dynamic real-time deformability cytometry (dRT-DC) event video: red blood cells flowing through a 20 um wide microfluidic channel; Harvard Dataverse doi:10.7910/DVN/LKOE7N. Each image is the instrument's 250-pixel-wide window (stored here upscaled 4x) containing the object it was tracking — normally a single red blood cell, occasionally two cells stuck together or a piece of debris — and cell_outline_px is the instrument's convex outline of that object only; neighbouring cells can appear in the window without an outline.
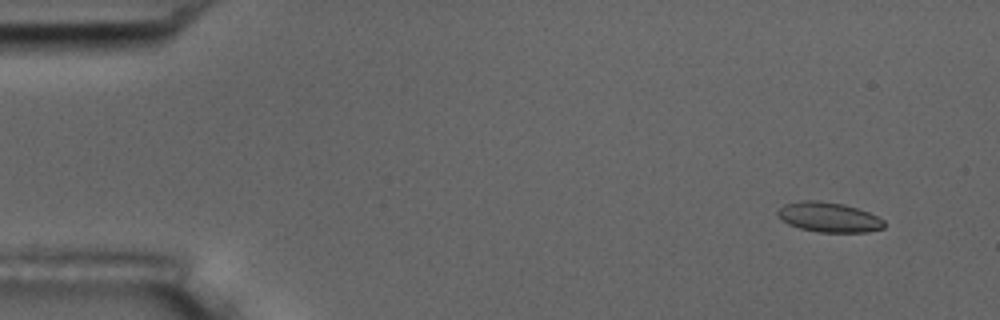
{"species": "common noctule bat (a hibernating species)", "species_latin": "Nyctalus noctula", "temperature_condition": "room temperature", "stored_images_in_passage": 8, "camera_frame_rate_fps": 3000, "um_per_image_px": 0.085, "animal": {"sex": "male", "body_mass_g": 17.5, "forearm_length_mm": 52.3}, "frame": {"image": 1, "passage_image": 2, "time_ms": 0.333, "image_size_px": [1000, 320], "cell_outline_px": [[884, 228], [868, 232], [820, 232], [800, 228], [788, 224], [776, 216], [776, 212], [784, 204], [800, 200], [820, 200], [844, 204], [868, 212], [884, 220]], "centroid_in_image_um": [70.42, 18.45], "position_along_channel_um": 14.6, "area_um2": 18.61}}
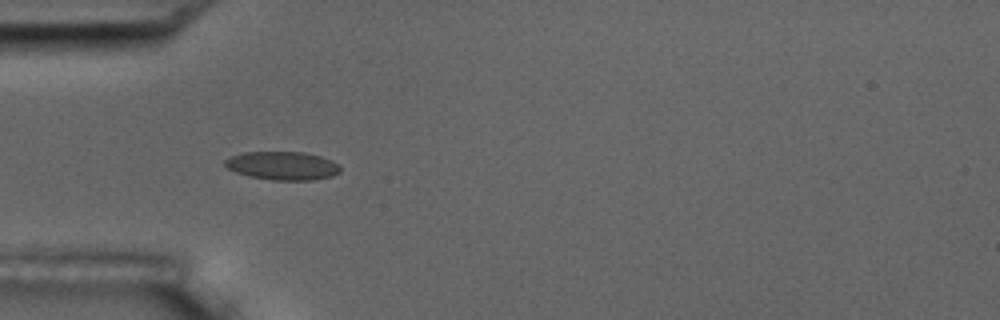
{"frame": {"image": 2, "passage_image": 5, "time_ms": 1.333, "image_size_px": [1000, 320], "cell_outline_px": [[340, 172], [332, 176], [312, 180], [272, 180], [248, 176], [236, 172], [228, 168], [224, 164], [224, 160], [232, 156], [244, 152], [304, 152], [320, 156], [332, 160], [340, 164]], "centroid_in_image_um": [24.04, 14.08], "position_along_channel_um": 61.0, "area_um2": 19.13}}
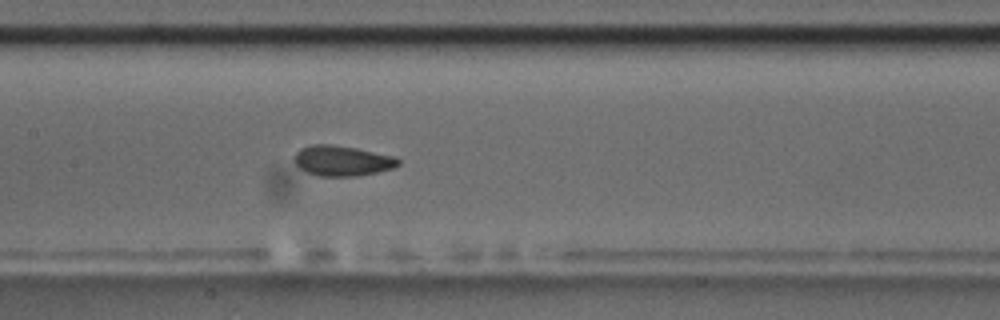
{"frame": {"image": 3, "passage_image": 8, "time_ms": 2.333, "image_size_px": [1000, 320], "cell_outline_px": [[400, 164], [392, 168], [360, 176], [316, 176], [300, 168], [296, 164], [296, 152], [300, 148], [312, 144], [332, 144], [356, 148], [392, 156], [400, 160]], "centroid_in_image_um": [29.08, 13.66], "position_along_channel_um": 178.3, "area_um2": 18.21}}